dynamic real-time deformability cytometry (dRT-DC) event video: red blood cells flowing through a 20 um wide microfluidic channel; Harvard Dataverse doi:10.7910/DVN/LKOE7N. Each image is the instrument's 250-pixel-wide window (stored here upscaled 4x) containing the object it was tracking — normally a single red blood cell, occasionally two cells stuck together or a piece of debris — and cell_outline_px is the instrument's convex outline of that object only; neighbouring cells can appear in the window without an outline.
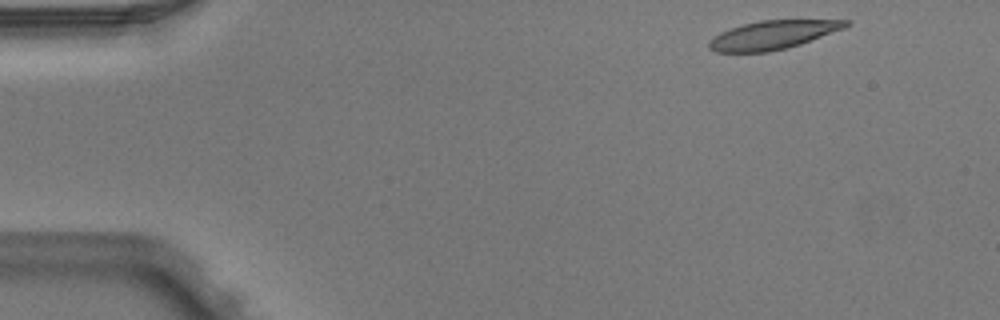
{"species": "Egyptian fruit bat (a non-hibernating species)", "species_latin": "Rousettus aegyptiacus", "temperature_condition": "warm", "stored_images_in_passage": 6, "camera_frame_rate_fps": 3000, "um_per_image_px": 0.085, "animal": {"sex": "male"}, "frame": {"image": 1, "passage_image": 1, "time_ms": 0.0, "image_size_px": [1000, 320], "cell_outline_px": [[852, 24], [844, 28], [800, 44], [788, 48], [768, 52], [716, 52], [708, 48], [708, 44], [720, 32], [744, 24], [760, 20], [852, 20]], "centroid_in_image_um": [65.72, 2.97], "position_along_channel_um": 19.3, "area_um2": 22.6}}
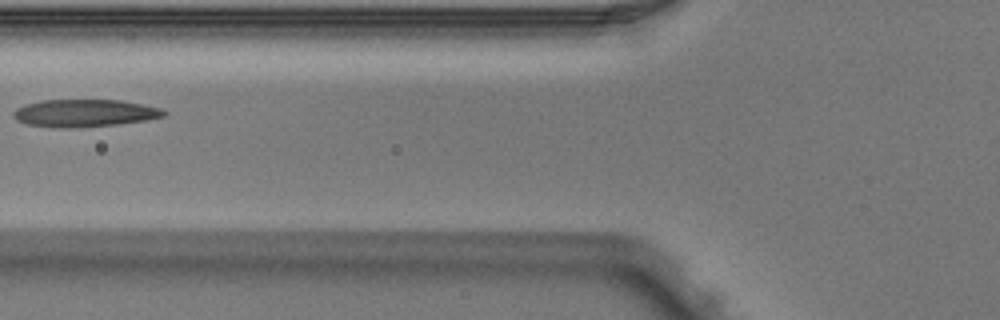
{"frame": {"image": 2, "passage_image": 5, "time_ms": 1.333, "image_size_px": [1000, 320], "cell_outline_px": [[168, 112], [164, 116], [148, 120], [120, 124], [72, 128], [56, 128], [28, 124], [16, 120], [12, 116], [12, 112], [16, 108], [28, 104], [44, 100], [120, 100], [160, 108]], "centroid_in_image_um": [7.19, 9.62], "position_along_channel_um": 118.6, "area_um2": 24.1}}
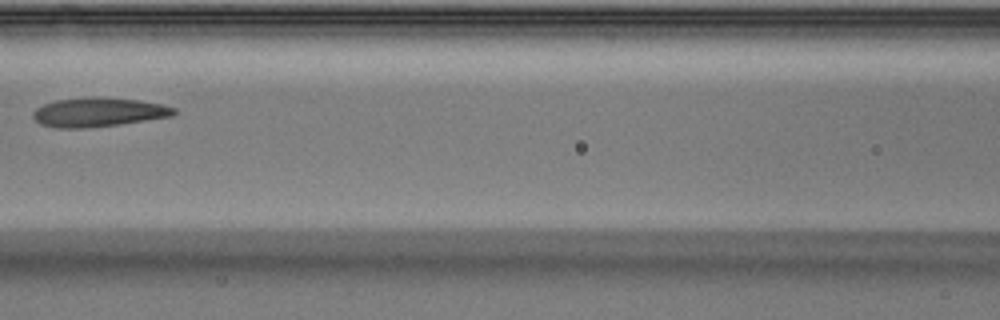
{"frame": {"image": 3, "passage_image": 6, "time_ms": 1.667, "image_size_px": [1000, 320], "cell_outline_px": [[176, 112], [172, 116], [120, 124], [88, 128], [56, 128], [40, 124], [32, 116], [32, 112], [36, 108], [44, 104], [56, 100], [88, 96], [96, 96], [140, 100], [160, 104], [176, 108]], "centroid_in_image_um": [8.34, 9.53], "position_along_channel_um": 158.3, "area_um2": 24.1}}